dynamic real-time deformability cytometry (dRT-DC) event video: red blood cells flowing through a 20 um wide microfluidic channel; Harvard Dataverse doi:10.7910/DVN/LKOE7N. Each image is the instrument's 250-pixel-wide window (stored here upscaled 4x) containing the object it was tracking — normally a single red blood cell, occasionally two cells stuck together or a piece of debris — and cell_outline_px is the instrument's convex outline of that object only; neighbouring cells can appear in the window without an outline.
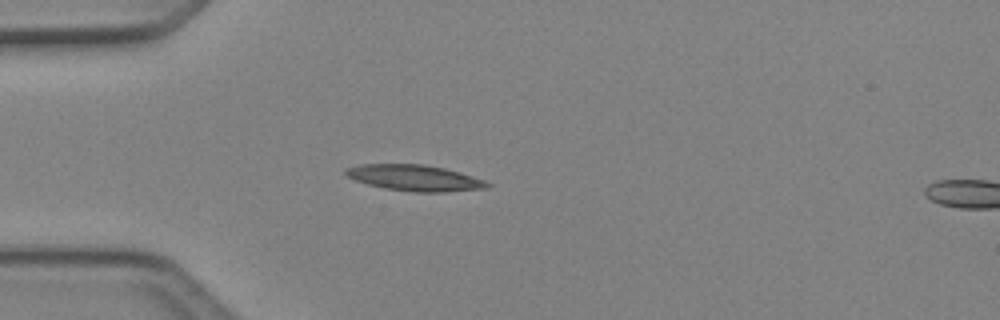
{"species": "Egyptian fruit bat (a non-hibernating species)", "species_latin": "Rousettus aegyptiacus", "temperature_condition": "cold", "stored_images_in_passage": 4, "camera_frame_rate_fps": 3000, "um_per_image_px": 0.085, "animal": {"sex": "female"}, "frame": {"image": 1, "passage_image": 4, "time_ms": 1.0, "image_size_px": [1000, 320], "cell_outline_px": [[492, 184], [488, 188], [444, 192], [416, 192], [384, 188], [368, 184], [356, 180], [348, 176], [344, 172], [344, 168], [360, 164], [424, 164], [444, 168], [460, 172], [484, 180]], "centroid_in_image_um": [35.26, 15.11], "position_along_channel_um": 49.7, "area_um2": 21.44}}